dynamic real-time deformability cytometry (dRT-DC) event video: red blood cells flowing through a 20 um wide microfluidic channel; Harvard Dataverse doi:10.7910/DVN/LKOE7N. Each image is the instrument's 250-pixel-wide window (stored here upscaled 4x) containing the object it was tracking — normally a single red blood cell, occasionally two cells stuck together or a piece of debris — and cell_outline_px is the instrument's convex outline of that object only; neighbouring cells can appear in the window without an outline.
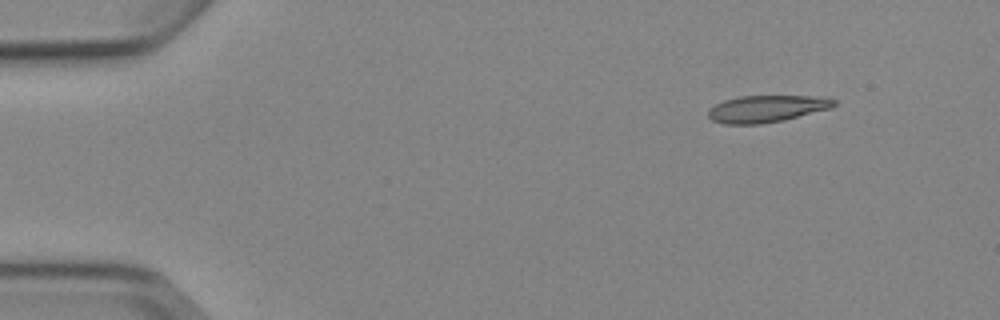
{"species": "Egyptian fruit bat (a non-hibernating species)", "species_latin": "Rousettus aegyptiacus", "temperature_condition": "cold", "stored_images_in_passage": 4, "camera_frame_rate_fps": 3000, "um_per_image_px": 0.085, "animal": {"sex": "female"}, "frame": {"image": 1, "passage_image": 1, "time_ms": 0.0, "image_size_px": [1000, 320], "cell_outline_px": [[836, 104], [832, 108], [784, 120], [760, 124], [724, 124], [712, 120], [708, 116], [708, 108], [724, 100], [740, 96], [824, 96], [836, 100]], "centroid_in_image_um": [65.18, 9.24], "position_along_channel_um": 19.8, "area_um2": 19.88}}
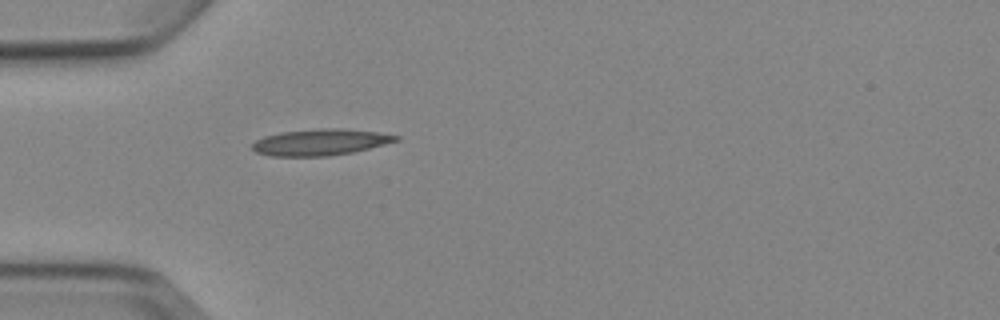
{"frame": {"image": 2, "passage_image": 4, "time_ms": 3.333, "image_size_px": [1000, 320], "cell_outline_px": [[400, 140], [352, 152], [328, 156], [272, 156], [256, 152], [252, 148], [252, 144], [256, 140], [264, 136], [280, 132], [320, 128], [340, 128], [376, 132], [400, 136]], "centroid_in_image_um": [27.21, 12.08], "position_along_channel_um": 57.8, "area_um2": 21.91}}